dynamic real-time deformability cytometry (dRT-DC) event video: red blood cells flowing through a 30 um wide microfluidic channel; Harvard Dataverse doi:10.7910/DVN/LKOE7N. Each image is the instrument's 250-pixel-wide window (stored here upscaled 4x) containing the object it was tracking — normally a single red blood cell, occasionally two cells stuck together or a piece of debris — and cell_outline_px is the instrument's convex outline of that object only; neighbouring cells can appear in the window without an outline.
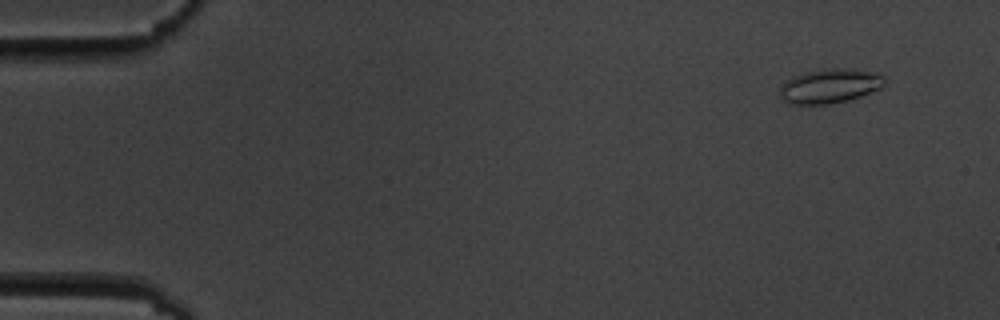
{"species": "common noctule bat (a hibernating species)", "species_latin": "Nyctalus noctula", "temperature_condition": "cold", "stored_images_in_passage": 6, "camera_frame_rate_fps": 3000, "um_per_image_px": 0.085, "animal": {"sex": "male", "body_mass_g": 19.5, "forearm_length_mm": 54.6}, "frame": {"image": 1, "passage_image": 2, "time_ms": 1.0, "image_size_px": [1000, 320], "cell_outline_px": [[884, 84], [880, 88], [872, 92], [848, 100], [828, 104], [788, 104], [780, 100], [780, 88], [784, 80], [792, 76], [824, 68], [844, 68], [880, 72], [884, 76]], "centroid_in_image_um": [70.51, 7.3], "position_along_channel_um": 14.5, "area_um2": 21.27}}
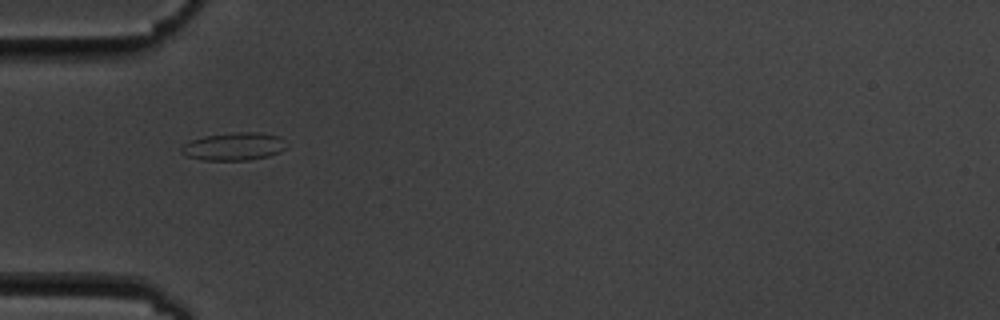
{"frame": {"image": 2, "passage_image": 6, "time_ms": 5.667, "image_size_px": [1000, 320], "cell_outline_px": [[284, 148], [280, 152], [268, 156], [248, 160], [200, 160], [188, 156], [180, 152], [180, 148], [188, 140], [204, 136], [236, 132], [256, 132], [280, 136]], "centroid_in_image_um": [19.81, 12.45], "position_along_channel_um": 65.2, "area_um2": 16.94}}